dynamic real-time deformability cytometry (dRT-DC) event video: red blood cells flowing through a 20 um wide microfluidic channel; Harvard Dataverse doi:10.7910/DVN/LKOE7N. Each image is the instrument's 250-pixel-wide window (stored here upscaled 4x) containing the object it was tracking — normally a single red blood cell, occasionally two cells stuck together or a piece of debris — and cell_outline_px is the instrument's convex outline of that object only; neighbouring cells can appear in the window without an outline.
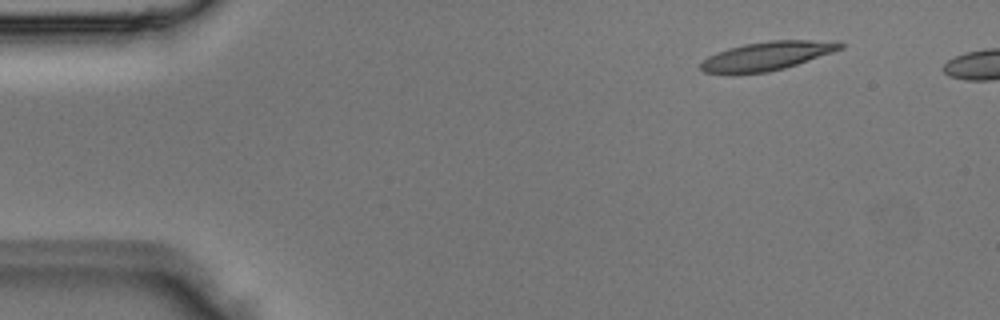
{"species": "Egyptian fruit bat (a non-hibernating species)", "species_latin": "Rousettus aegyptiacus", "temperature_condition": "room temperature", "stored_images_in_passage": 5, "segment_of_instrument_passage": [2, 2], "camera_frame_rate_fps": 3000, "um_per_image_px": 0.085, "animal": {"sex": "male"}, "frame": {"image": 1, "passage_image": 5, "time_ms": 1.333, "image_size_px": [1000, 320], "cell_outline_px": [[844, 48], [784, 68], [768, 72], [728, 76], [704, 72], [700, 68], [700, 64], [708, 56], [716, 52], [728, 48], [744, 44], [768, 40], [836, 40], [844, 44]], "centroid_in_image_um": [65.14, 4.77], "position_along_channel_um": 19.9, "area_um2": 23.87}}